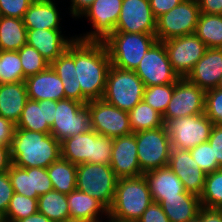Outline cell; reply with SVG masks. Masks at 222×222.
I'll return each mask as SVG.
<instances>
[{
	"label": "cell",
	"instance_id": "cell-14",
	"mask_svg": "<svg viewBox=\"0 0 222 222\" xmlns=\"http://www.w3.org/2000/svg\"><path fill=\"white\" fill-rule=\"evenodd\" d=\"M163 43L172 70L179 78H186L207 50L206 44L195 33L170 38Z\"/></svg>",
	"mask_w": 222,
	"mask_h": 222
},
{
	"label": "cell",
	"instance_id": "cell-27",
	"mask_svg": "<svg viewBox=\"0 0 222 222\" xmlns=\"http://www.w3.org/2000/svg\"><path fill=\"white\" fill-rule=\"evenodd\" d=\"M28 99L25 81L1 84L0 116L16 125Z\"/></svg>",
	"mask_w": 222,
	"mask_h": 222
},
{
	"label": "cell",
	"instance_id": "cell-47",
	"mask_svg": "<svg viewBox=\"0 0 222 222\" xmlns=\"http://www.w3.org/2000/svg\"><path fill=\"white\" fill-rule=\"evenodd\" d=\"M209 144L213 148L214 158H216L218 165L222 168V126L213 124Z\"/></svg>",
	"mask_w": 222,
	"mask_h": 222
},
{
	"label": "cell",
	"instance_id": "cell-58",
	"mask_svg": "<svg viewBox=\"0 0 222 222\" xmlns=\"http://www.w3.org/2000/svg\"><path fill=\"white\" fill-rule=\"evenodd\" d=\"M0 222H5L4 215L0 213Z\"/></svg>",
	"mask_w": 222,
	"mask_h": 222
},
{
	"label": "cell",
	"instance_id": "cell-53",
	"mask_svg": "<svg viewBox=\"0 0 222 222\" xmlns=\"http://www.w3.org/2000/svg\"><path fill=\"white\" fill-rule=\"evenodd\" d=\"M11 165L10 146L0 145V173L8 171Z\"/></svg>",
	"mask_w": 222,
	"mask_h": 222
},
{
	"label": "cell",
	"instance_id": "cell-7",
	"mask_svg": "<svg viewBox=\"0 0 222 222\" xmlns=\"http://www.w3.org/2000/svg\"><path fill=\"white\" fill-rule=\"evenodd\" d=\"M117 179L110 165H77L76 189L100 201L108 210L114 201Z\"/></svg>",
	"mask_w": 222,
	"mask_h": 222
},
{
	"label": "cell",
	"instance_id": "cell-49",
	"mask_svg": "<svg viewBox=\"0 0 222 222\" xmlns=\"http://www.w3.org/2000/svg\"><path fill=\"white\" fill-rule=\"evenodd\" d=\"M182 1L183 0H149L151 10L156 18L166 12H169Z\"/></svg>",
	"mask_w": 222,
	"mask_h": 222
},
{
	"label": "cell",
	"instance_id": "cell-16",
	"mask_svg": "<svg viewBox=\"0 0 222 222\" xmlns=\"http://www.w3.org/2000/svg\"><path fill=\"white\" fill-rule=\"evenodd\" d=\"M121 6L122 0H95L81 16L90 21L93 29L75 37L83 41H104L115 30Z\"/></svg>",
	"mask_w": 222,
	"mask_h": 222
},
{
	"label": "cell",
	"instance_id": "cell-48",
	"mask_svg": "<svg viewBox=\"0 0 222 222\" xmlns=\"http://www.w3.org/2000/svg\"><path fill=\"white\" fill-rule=\"evenodd\" d=\"M16 125L0 116V145L11 146Z\"/></svg>",
	"mask_w": 222,
	"mask_h": 222
},
{
	"label": "cell",
	"instance_id": "cell-31",
	"mask_svg": "<svg viewBox=\"0 0 222 222\" xmlns=\"http://www.w3.org/2000/svg\"><path fill=\"white\" fill-rule=\"evenodd\" d=\"M53 190L68 195L76 189L77 165L61 156L47 168Z\"/></svg>",
	"mask_w": 222,
	"mask_h": 222
},
{
	"label": "cell",
	"instance_id": "cell-12",
	"mask_svg": "<svg viewBox=\"0 0 222 222\" xmlns=\"http://www.w3.org/2000/svg\"><path fill=\"white\" fill-rule=\"evenodd\" d=\"M86 106L90 112L91 129L98 134L114 139L133 133L127 111L121 110L103 99L88 101Z\"/></svg>",
	"mask_w": 222,
	"mask_h": 222
},
{
	"label": "cell",
	"instance_id": "cell-18",
	"mask_svg": "<svg viewBox=\"0 0 222 222\" xmlns=\"http://www.w3.org/2000/svg\"><path fill=\"white\" fill-rule=\"evenodd\" d=\"M168 167L182 181L187 192L200 197L206 173L200 169L189 150L171 146Z\"/></svg>",
	"mask_w": 222,
	"mask_h": 222
},
{
	"label": "cell",
	"instance_id": "cell-15",
	"mask_svg": "<svg viewBox=\"0 0 222 222\" xmlns=\"http://www.w3.org/2000/svg\"><path fill=\"white\" fill-rule=\"evenodd\" d=\"M205 113V91L187 78L173 84V94L164 113L163 122L190 115Z\"/></svg>",
	"mask_w": 222,
	"mask_h": 222
},
{
	"label": "cell",
	"instance_id": "cell-21",
	"mask_svg": "<svg viewBox=\"0 0 222 222\" xmlns=\"http://www.w3.org/2000/svg\"><path fill=\"white\" fill-rule=\"evenodd\" d=\"M222 77V48H207L186 77L205 92L215 89Z\"/></svg>",
	"mask_w": 222,
	"mask_h": 222
},
{
	"label": "cell",
	"instance_id": "cell-24",
	"mask_svg": "<svg viewBox=\"0 0 222 222\" xmlns=\"http://www.w3.org/2000/svg\"><path fill=\"white\" fill-rule=\"evenodd\" d=\"M52 69L62 80L65 98L86 104L89 100L82 94L78 86L77 70L75 69V40L67 50L50 63Z\"/></svg>",
	"mask_w": 222,
	"mask_h": 222
},
{
	"label": "cell",
	"instance_id": "cell-19",
	"mask_svg": "<svg viewBox=\"0 0 222 222\" xmlns=\"http://www.w3.org/2000/svg\"><path fill=\"white\" fill-rule=\"evenodd\" d=\"M110 166L117 178L138 177L143 175L139 165L134 133L113 139Z\"/></svg>",
	"mask_w": 222,
	"mask_h": 222
},
{
	"label": "cell",
	"instance_id": "cell-23",
	"mask_svg": "<svg viewBox=\"0 0 222 222\" xmlns=\"http://www.w3.org/2000/svg\"><path fill=\"white\" fill-rule=\"evenodd\" d=\"M28 98L36 101L65 99L62 80L49 65L45 70L25 79Z\"/></svg>",
	"mask_w": 222,
	"mask_h": 222
},
{
	"label": "cell",
	"instance_id": "cell-46",
	"mask_svg": "<svg viewBox=\"0 0 222 222\" xmlns=\"http://www.w3.org/2000/svg\"><path fill=\"white\" fill-rule=\"evenodd\" d=\"M137 222H170V220L164 213L162 206L153 201Z\"/></svg>",
	"mask_w": 222,
	"mask_h": 222
},
{
	"label": "cell",
	"instance_id": "cell-1",
	"mask_svg": "<svg viewBox=\"0 0 222 222\" xmlns=\"http://www.w3.org/2000/svg\"><path fill=\"white\" fill-rule=\"evenodd\" d=\"M110 66L109 53L103 41L75 39L78 86L89 101L102 99Z\"/></svg>",
	"mask_w": 222,
	"mask_h": 222
},
{
	"label": "cell",
	"instance_id": "cell-20",
	"mask_svg": "<svg viewBox=\"0 0 222 222\" xmlns=\"http://www.w3.org/2000/svg\"><path fill=\"white\" fill-rule=\"evenodd\" d=\"M76 39L65 37L62 29H27L26 44L34 47L49 62L56 60Z\"/></svg>",
	"mask_w": 222,
	"mask_h": 222
},
{
	"label": "cell",
	"instance_id": "cell-51",
	"mask_svg": "<svg viewBox=\"0 0 222 222\" xmlns=\"http://www.w3.org/2000/svg\"><path fill=\"white\" fill-rule=\"evenodd\" d=\"M200 13L222 15V0H197Z\"/></svg>",
	"mask_w": 222,
	"mask_h": 222
},
{
	"label": "cell",
	"instance_id": "cell-33",
	"mask_svg": "<svg viewBox=\"0 0 222 222\" xmlns=\"http://www.w3.org/2000/svg\"><path fill=\"white\" fill-rule=\"evenodd\" d=\"M195 34L207 48H222V15L200 13Z\"/></svg>",
	"mask_w": 222,
	"mask_h": 222
},
{
	"label": "cell",
	"instance_id": "cell-44",
	"mask_svg": "<svg viewBox=\"0 0 222 222\" xmlns=\"http://www.w3.org/2000/svg\"><path fill=\"white\" fill-rule=\"evenodd\" d=\"M34 0H0V16L23 19Z\"/></svg>",
	"mask_w": 222,
	"mask_h": 222
},
{
	"label": "cell",
	"instance_id": "cell-38",
	"mask_svg": "<svg viewBox=\"0 0 222 222\" xmlns=\"http://www.w3.org/2000/svg\"><path fill=\"white\" fill-rule=\"evenodd\" d=\"M172 94L173 84L145 87L143 101L163 116L171 100Z\"/></svg>",
	"mask_w": 222,
	"mask_h": 222
},
{
	"label": "cell",
	"instance_id": "cell-52",
	"mask_svg": "<svg viewBox=\"0 0 222 222\" xmlns=\"http://www.w3.org/2000/svg\"><path fill=\"white\" fill-rule=\"evenodd\" d=\"M199 222H222V212L220 209L201 207L199 211Z\"/></svg>",
	"mask_w": 222,
	"mask_h": 222
},
{
	"label": "cell",
	"instance_id": "cell-40",
	"mask_svg": "<svg viewBox=\"0 0 222 222\" xmlns=\"http://www.w3.org/2000/svg\"><path fill=\"white\" fill-rule=\"evenodd\" d=\"M189 151L200 169L206 174L221 169L216 158H214L213 148L208 141L191 148Z\"/></svg>",
	"mask_w": 222,
	"mask_h": 222
},
{
	"label": "cell",
	"instance_id": "cell-10",
	"mask_svg": "<svg viewBox=\"0 0 222 222\" xmlns=\"http://www.w3.org/2000/svg\"><path fill=\"white\" fill-rule=\"evenodd\" d=\"M164 125L172 147L190 150L208 141L213 122L205 114H196L167 120Z\"/></svg>",
	"mask_w": 222,
	"mask_h": 222
},
{
	"label": "cell",
	"instance_id": "cell-22",
	"mask_svg": "<svg viewBox=\"0 0 222 222\" xmlns=\"http://www.w3.org/2000/svg\"><path fill=\"white\" fill-rule=\"evenodd\" d=\"M55 109L56 101L28 99L16 124V129L50 134V128L55 119Z\"/></svg>",
	"mask_w": 222,
	"mask_h": 222
},
{
	"label": "cell",
	"instance_id": "cell-55",
	"mask_svg": "<svg viewBox=\"0 0 222 222\" xmlns=\"http://www.w3.org/2000/svg\"><path fill=\"white\" fill-rule=\"evenodd\" d=\"M107 219V221H104V222H133V221H129V220H123V219H119V218H116L112 215H110L109 213L107 214V217L102 219L100 222H103V220Z\"/></svg>",
	"mask_w": 222,
	"mask_h": 222
},
{
	"label": "cell",
	"instance_id": "cell-30",
	"mask_svg": "<svg viewBox=\"0 0 222 222\" xmlns=\"http://www.w3.org/2000/svg\"><path fill=\"white\" fill-rule=\"evenodd\" d=\"M26 35L23 19L0 16V50H20L26 45Z\"/></svg>",
	"mask_w": 222,
	"mask_h": 222
},
{
	"label": "cell",
	"instance_id": "cell-26",
	"mask_svg": "<svg viewBox=\"0 0 222 222\" xmlns=\"http://www.w3.org/2000/svg\"><path fill=\"white\" fill-rule=\"evenodd\" d=\"M55 2V0H34L23 17L26 29H61L62 18L58 3Z\"/></svg>",
	"mask_w": 222,
	"mask_h": 222
},
{
	"label": "cell",
	"instance_id": "cell-41",
	"mask_svg": "<svg viewBox=\"0 0 222 222\" xmlns=\"http://www.w3.org/2000/svg\"><path fill=\"white\" fill-rule=\"evenodd\" d=\"M8 175L15 193L32 198L31 168L10 166Z\"/></svg>",
	"mask_w": 222,
	"mask_h": 222
},
{
	"label": "cell",
	"instance_id": "cell-4",
	"mask_svg": "<svg viewBox=\"0 0 222 222\" xmlns=\"http://www.w3.org/2000/svg\"><path fill=\"white\" fill-rule=\"evenodd\" d=\"M152 202L144 175L118 178L114 201L108 213L119 219L137 222Z\"/></svg>",
	"mask_w": 222,
	"mask_h": 222
},
{
	"label": "cell",
	"instance_id": "cell-59",
	"mask_svg": "<svg viewBox=\"0 0 222 222\" xmlns=\"http://www.w3.org/2000/svg\"><path fill=\"white\" fill-rule=\"evenodd\" d=\"M189 222H199V213H198V216L195 220H192V221H189Z\"/></svg>",
	"mask_w": 222,
	"mask_h": 222
},
{
	"label": "cell",
	"instance_id": "cell-35",
	"mask_svg": "<svg viewBox=\"0 0 222 222\" xmlns=\"http://www.w3.org/2000/svg\"><path fill=\"white\" fill-rule=\"evenodd\" d=\"M199 198L201 207L222 208V168L206 174L204 188Z\"/></svg>",
	"mask_w": 222,
	"mask_h": 222
},
{
	"label": "cell",
	"instance_id": "cell-32",
	"mask_svg": "<svg viewBox=\"0 0 222 222\" xmlns=\"http://www.w3.org/2000/svg\"><path fill=\"white\" fill-rule=\"evenodd\" d=\"M38 212L52 222H61L70 218L67 195L51 190L38 197Z\"/></svg>",
	"mask_w": 222,
	"mask_h": 222
},
{
	"label": "cell",
	"instance_id": "cell-42",
	"mask_svg": "<svg viewBox=\"0 0 222 222\" xmlns=\"http://www.w3.org/2000/svg\"><path fill=\"white\" fill-rule=\"evenodd\" d=\"M212 122L222 126V90L215 88L205 92V113Z\"/></svg>",
	"mask_w": 222,
	"mask_h": 222
},
{
	"label": "cell",
	"instance_id": "cell-2",
	"mask_svg": "<svg viewBox=\"0 0 222 222\" xmlns=\"http://www.w3.org/2000/svg\"><path fill=\"white\" fill-rule=\"evenodd\" d=\"M12 164L47 168L61 156L60 142L50 133L15 129L10 146Z\"/></svg>",
	"mask_w": 222,
	"mask_h": 222
},
{
	"label": "cell",
	"instance_id": "cell-25",
	"mask_svg": "<svg viewBox=\"0 0 222 222\" xmlns=\"http://www.w3.org/2000/svg\"><path fill=\"white\" fill-rule=\"evenodd\" d=\"M154 202L160 203L165 197H179L186 190L182 181L168 167H161L143 173Z\"/></svg>",
	"mask_w": 222,
	"mask_h": 222
},
{
	"label": "cell",
	"instance_id": "cell-28",
	"mask_svg": "<svg viewBox=\"0 0 222 222\" xmlns=\"http://www.w3.org/2000/svg\"><path fill=\"white\" fill-rule=\"evenodd\" d=\"M159 204L170 222L195 220L201 209L200 198L187 191L179 194V197H165Z\"/></svg>",
	"mask_w": 222,
	"mask_h": 222
},
{
	"label": "cell",
	"instance_id": "cell-54",
	"mask_svg": "<svg viewBox=\"0 0 222 222\" xmlns=\"http://www.w3.org/2000/svg\"><path fill=\"white\" fill-rule=\"evenodd\" d=\"M17 222H52L50 219H48L45 215L42 213L36 212L35 214H32L24 219H21Z\"/></svg>",
	"mask_w": 222,
	"mask_h": 222
},
{
	"label": "cell",
	"instance_id": "cell-57",
	"mask_svg": "<svg viewBox=\"0 0 222 222\" xmlns=\"http://www.w3.org/2000/svg\"><path fill=\"white\" fill-rule=\"evenodd\" d=\"M216 88L222 90V77H221V79H220V81L218 83V86Z\"/></svg>",
	"mask_w": 222,
	"mask_h": 222
},
{
	"label": "cell",
	"instance_id": "cell-34",
	"mask_svg": "<svg viewBox=\"0 0 222 222\" xmlns=\"http://www.w3.org/2000/svg\"><path fill=\"white\" fill-rule=\"evenodd\" d=\"M128 113L133 133L164 126L162 115L143 100Z\"/></svg>",
	"mask_w": 222,
	"mask_h": 222
},
{
	"label": "cell",
	"instance_id": "cell-9",
	"mask_svg": "<svg viewBox=\"0 0 222 222\" xmlns=\"http://www.w3.org/2000/svg\"><path fill=\"white\" fill-rule=\"evenodd\" d=\"M200 15L197 0H183L169 12L156 18L155 36L158 41L194 34Z\"/></svg>",
	"mask_w": 222,
	"mask_h": 222
},
{
	"label": "cell",
	"instance_id": "cell-45",
	"mask_svg": "<svg viewBox=\"0 0 222 222\" xmlns=\"http://www.w3.org/2000/svg\"><path fill=\"white\" fill-rule=\"evenodd\" d=\"M14 190L8 175V171L0 173V213L5 215L13 197Z\"/></svg>",
	"mask_w": 222,
	"mask_h": 222
},
{
	"label": "cell",
	"instance_id": "cell-36",
	"mask_svg": "<svg viewBox=\"0 0 222 222\" xmlns=\"http://www.w3.org/2000/svg\"><path fill=\"white\" fill-rule=\"evenodd\" d=\"M0 76L2 84L25 81L18 51L0 50Z\"/></svg>",
	"mask_w": 222,
	"mask_h": 222
},
{
	"label": "cell",
	"instance_id": "cell-17",
	"mask_svg": "<svg viewBox=\"0 0 222 222\" xmlns=\"http://www.w3.org/2000/svg\"><path fill=\"white\" fill-rule=\"evenodd\" d=\"M156 17L149 0H122L114 32L155 34Z\"/></svg>",
	"mask_w": 222,
	"mask_h": 222
},
{
	"label": "cell",
	"instance_id": "cell-11",
	"mask_svg": "<svg viewBox=\"0 0 222 222\" xmlns=\"http://www.w3.org/2000/svg\"><path fill=\"white\" fill-rule=\"evenodd\" d=\"M90 129V112L86 104L66 98L56 101L55 119L50 133L59 142Z\"/></svg>",
	"mask_w": 222,
	"mask_h": 222
},
{
	"label": "cell",
	"instance_id": "cell-37",
	"mask_svg": "<svg viewBox=\"0 0 222 222\" xmlns=\"http://www.w3.org/2000/svg\"><path fill=\"white\" fill-rule=\"evenodd\" d=\"M38 212V199L15 193L4 215L5 222H17Z\"/></svg>",
	"mask_w": 222,
	"mask_h": 222
},
{
	"label": "cell",
	"instance_id": "cell-43",
	"mask_svg": "<svg viewBox=\"0 0 222 222\" xmlns=\"http://www.w3.org/2000/svg\"><path fill=\"white\" fill-rule=\"evenodd\" d=\"M32 198L38 199L40 195L53 190L51 180L46 168H31Z\"/></svg>",
	"mask_w": 222,
	"mask_h": 222
},
{
	"label": "cell",
	"instance_id": "cell-6",
	"mask_svg": "<svg viewBox=\"0 0 222 222\" xmlns=\"http://www.w3.org/2000/svg\"><path fill=\"white\" fill-rule=\"evenodd\" d=\"M144 83L133 70H124L111 65L102 99L129 112L143 100Z\"/></svg>",
	"mask_w": 222,
	"mask_h": 222
},
{
	"label": "cell",
	"instance_id": "cell-29",
	"mask_svg": "<svg viewBox=\"0 0 222 222\" xmlns=\"http://www.w3.org/2000/svg\"><path fill=\"white\" fill-rule=\"evenodd\" d=\"M67 201L70 218L100 222L102 217L104 218L108 214V209L100 201L78 189L73 190L67 195Z\"/></svg>",
	"mask_w": 222,
	"mask_h": 222
},
{
	"label": "cell",
	"instance_id": "cell-8",
	"mask_svg": "<svg viewBox=\"0 0 222 222\" xmlns=\"http://www.w3.org/2000/svg\"><path fill=\"white\" fill-rule=\"evenodd\" d=\"M134 134L139 165L143 173L168 166L171 141L165 125L154 129L138 131Z\"/></svg>",
	"mask_w": 222,
	"mask_h": 222
},
{
	"label": "cell",
	"instance_id": "cell-39",
	"mask_svg": "<svg viewBox=\"0 0 222 222\" xmlns=\"http://www.w3.org/2000/svg\"><path fill=\"white\" fill-rule=\"evenodd\" d=\"M18 54L24 72V80L31 75L42 72L50 65L37 49L27 44L18 50Z\"/></svg>",
	"mask_w": 222,
	"mask_h": 222
},
{
	"label": "cell",
	"instance_id": "cell-13",
	"mask_svg": "<svg viewBox=\"0 0 222 222\" xmlns=\"http://www.w3.org/2000/svg\"><path fill=\"white\" fill-rule=\"evenodd\" d=\"M135 73L145 87L174 84L179 79L172 70L163 41L158 40L145 52L139 66L135 69Z\"/></svg>",
	"mask_w": 222,
	"mask_h": 222
},
{
	"label": "cell",
	"instance_id": "cell-3",
	"mask_svg": "<svg viewBox=\"0 0 222 222\" xmlns=\"http://www.w3.org/2000/svg\"><path fill=\"white\" fill-rule=\"evenodd\" d=\"M113 138L90 129L60 142L61 157L73 164H111Z\"/></svg>",
	"mask_w": 222,
	"mask_h": 222
},
{
	"label": "cell",
	"instance_id": "cell-5",
	"mask_svg": "<svg viewBox=\"0 0 222 222\" xmlns=\"http://www.w3.org/2000/svg\"><path fill=\"white\" fill-rule=\"evenodd\" d=\"M156 41L155 34L113 32L103 42L108 50L111 65L135 71L145 52Z\"/></svg>",
	"mask_w": 222,
	"mask_h": 222
},
{
	"label": "cell",
	"instance_id": "cell-50",
	"mask_svg": "<svg viewBox=\"0 0 222 222\" xmlns=\"http://www.w3.org/2000/svg\"><path fill=\"white\" fill-rule=\"evenodd\" d=\"M95 0H70V8H68L72 18H81V16L90 8Z\"/></svg>",
	"mask_w": 222,
	"mask_h": 222
},
{
	"label": "cell",
	"instance_id": "cell-56",
	"mask_svg": "<svg viewBox=\"0 0 222 222\" xmlns=\"http://www.w3.org/2000/svg\"><path fill=\"white\" fill-rule=\"evenodd\" d=\"M61 222H89V221H86L84 219L67 218L66 220L61 221Z\"/></svg>",
	"mask_w": 222,
	"mask_h": 222
}]
</instances>
